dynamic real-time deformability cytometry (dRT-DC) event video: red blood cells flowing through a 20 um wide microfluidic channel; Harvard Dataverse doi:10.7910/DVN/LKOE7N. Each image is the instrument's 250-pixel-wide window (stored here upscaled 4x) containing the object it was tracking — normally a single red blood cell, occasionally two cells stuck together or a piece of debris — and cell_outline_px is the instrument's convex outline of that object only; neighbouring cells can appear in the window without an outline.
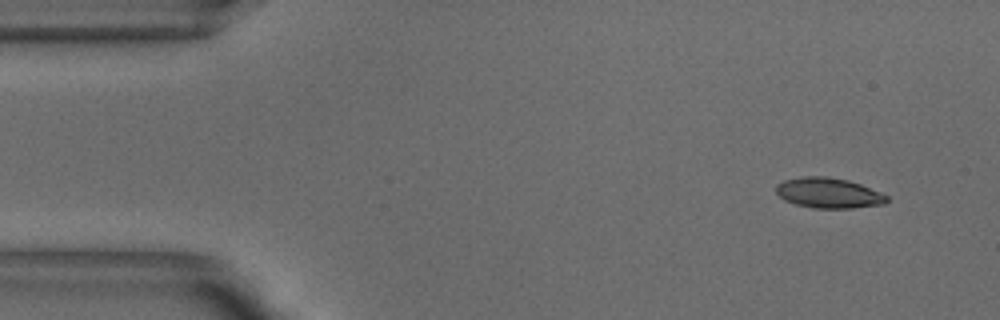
{"species": "common noctule bat (a hibernating species)", "species_latin": "Nyctalus noctula", "temperature_condition": "warm", "stored_images_in_passage": 49, "camera_frame_rate_fps": 3000, "um_per_image_px": 0.085, "animal": {"sex": "male", "body_mass_g": 18.8}, "frame": {"image": 1, "passage_image": 1, "time_ms": 0.0, "image_size_px": [1000, 320], "cell_outline_px": [[888, 200], [884, 204], [852, 208], [812, 208], [796, 204], [784, 200], [776, 192], [776, 184], [784, 180], [804, 176], [824, 176], [848, 180], [860, 184], [888, 196]], "centroid_in_image_um": [70.41, 16.4], "position_along_channel_um": 14.6, "area_um2": 19.48}}
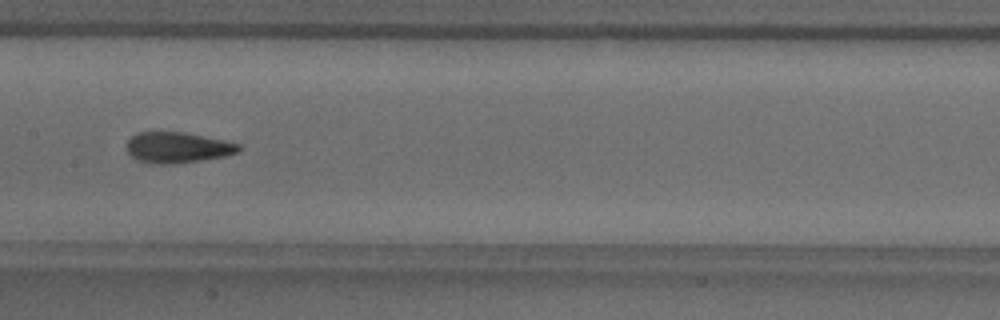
{"frame": {"image": 2, "passage_image": 22, "time_ms": 7.0, "image_size_px": [1000, 320], "cell_outline_px": [[240, 152], [224, 156], [200, 160], [172, 164], [160, 164], [140, 160], [132, 156], [128, 152], [128, 140], [132, 136], [140, 132], [184, 132], [240, 144]], "centroid_in_image_um": [15.11, 12.53], "position_along_channel_um": 192.3, "area_um2": 19.65}}
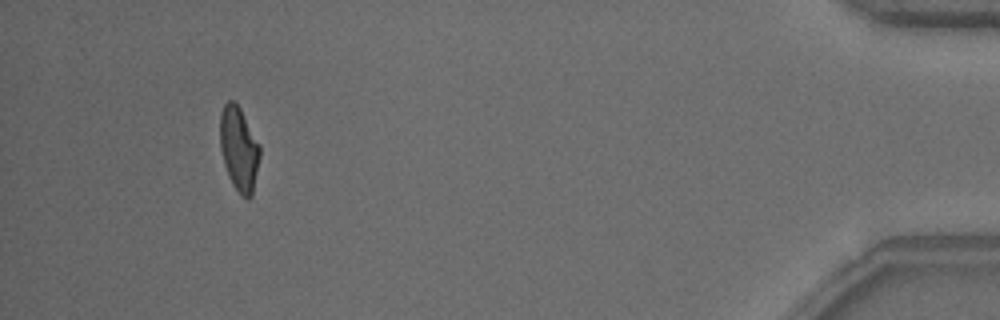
{"frame": {"image": 3, "passage_image": 45, "time_ms": 14.667, "image_size_px": [1000, 320], "cell_outline_px": [[260, 156], [252, 196], [248, 200], [240, 196], [232, 184], [228, 176], [224, 164], [220, 148], [220, 112], [224, 104], [228, 100], [232, 100], [240, 108], [260, 144]], "centroid_in_image_um": [20.31, 12.68], "position_along_channel_um": 414.9, "area_um2": 19.77}, "authors_computed_cell_mechanics": {"area_um2": 19.7676, "velocity_mm_per_s": 3.8524, "shape_relaxation_time_tau1_ms": 4.5557, "shape_relaxation_time_tau2_ms": 1.3078, "deformation_change_tau1": 0.1756, "deformation_change_tau2": 0.0768}}